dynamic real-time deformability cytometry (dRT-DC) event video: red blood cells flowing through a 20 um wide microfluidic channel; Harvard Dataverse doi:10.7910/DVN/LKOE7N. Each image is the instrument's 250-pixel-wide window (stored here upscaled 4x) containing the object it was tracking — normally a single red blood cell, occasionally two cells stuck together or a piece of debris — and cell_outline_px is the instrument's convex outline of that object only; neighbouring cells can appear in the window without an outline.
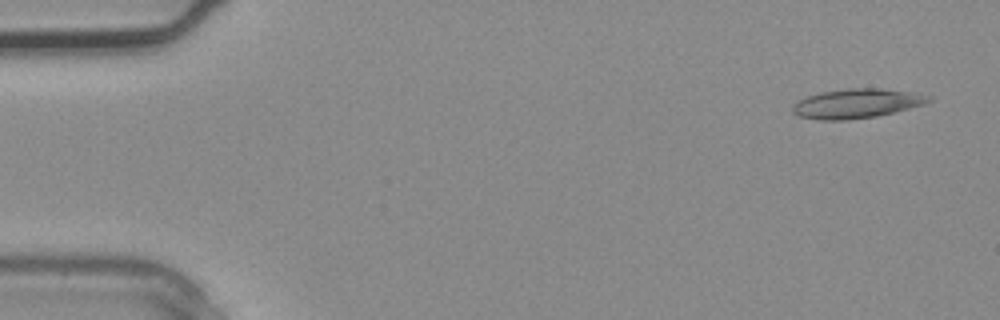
{"species": "common noctule bat (a hibernating species)", "species_latin": "Nyctalus noctula", "temperature_condition": "warm", "stored_images_in_passage": 3, "segment_of_instrument_passage": [1, 2], "camera_frame_rate_fps": 3000, "um_per_image_px": 0.085, "animal": {"sex": "male", "body_mass_g": 20.4}, "frame": {"image": 1, "passage_image": 1, "time_ms": 0.0, "image_size_px": [1000, 320], "cell_outline_px": [[932, 100], [924, 104], [876, 116], [848, 120], [820, 120], [800, 116], [792, 112], [792, 104], [808, 96], [820, 92], [848, 88], [880, 88], [912, 92], [932, 96]], "centroid_in_image_um": [72.81, 8.79], "position_along_channel_um": 12.2, "area_um2": 23.18}}